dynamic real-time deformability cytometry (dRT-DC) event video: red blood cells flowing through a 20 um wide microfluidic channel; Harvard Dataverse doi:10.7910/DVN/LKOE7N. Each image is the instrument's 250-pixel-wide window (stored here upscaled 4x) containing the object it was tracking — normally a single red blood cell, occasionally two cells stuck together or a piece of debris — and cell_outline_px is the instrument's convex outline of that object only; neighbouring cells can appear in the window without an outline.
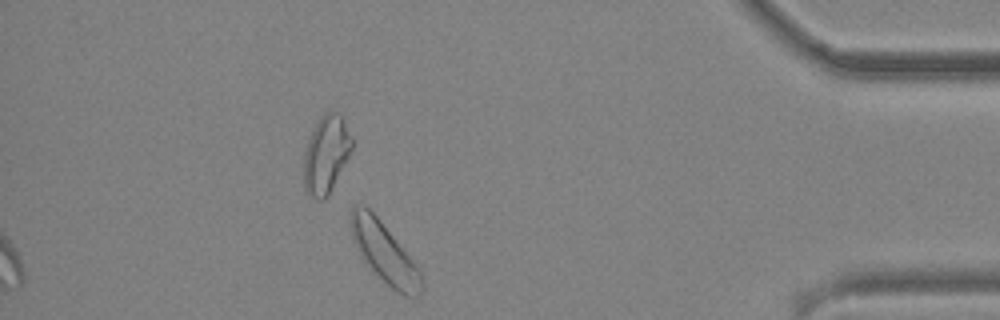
{"species": "common noctule bat (a hibernating species)", "species_latin": "Nyctalus noctula", "temperature_condition": "cold", "stored_images_in_passage": 44, "camera_frame_rate_fps": 3000, "um_per_image_px": 0.085, "animal": {"sex": "male", "body_mass_g": 19.2, "forearm_length_mm": 51.8}, "frame": {"image": 1, "passage_image": 38, "time_ms": 12.333, "image_size_px": [1000, 320], "cell_outline_px": [[424, 288], [416, 296], [404, 296], [396, 292], [360, 256], [352, 240], [348, 224], [348, 220], [352, 204], [364, 204], [380, 220], [420, 268], [424, 276]], "centroid_in_image_um": [32.66, 21.44], "position_along_channel_um": 402.5, "area_um2": 25.14}}